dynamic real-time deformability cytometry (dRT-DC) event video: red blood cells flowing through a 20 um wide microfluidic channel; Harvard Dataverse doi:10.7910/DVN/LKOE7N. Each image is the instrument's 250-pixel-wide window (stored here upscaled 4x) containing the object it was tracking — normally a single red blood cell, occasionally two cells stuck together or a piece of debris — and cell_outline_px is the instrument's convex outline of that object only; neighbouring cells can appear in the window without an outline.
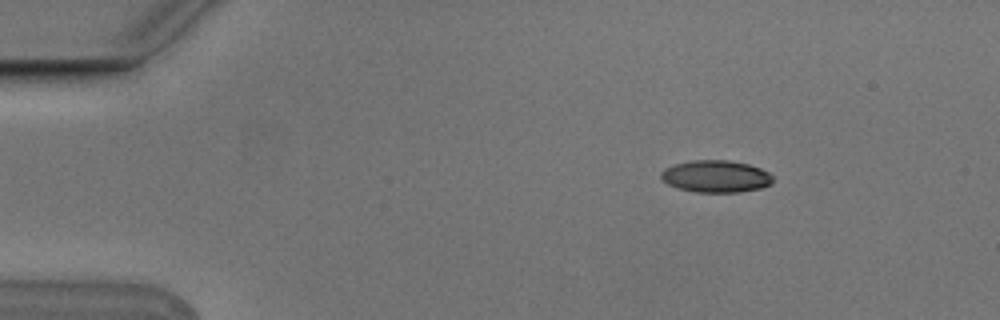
{"species": "Egyptian fruit bat (a non-hibernating species)", "species_latin": "Rousettus aegyptiacus", "temperature_condition": "cold", "stored_images_in_passage": 6, "camera_frame_rate_fps": 3000, "um_per_image_px": 0.085, "animal": {"sex": "male"}, "frame": {"image": 1, "passage_image": 1, "time_ms": 0.0, "image_size_px": [1000, 320], "cell_outline_px": [[772, 180], [768, 184], [760, 188], [740, 192], [696, 192], [680, 188], [668, 184], [660, 176], [660, 172], [664, 168], [676, 164], [692, 160], [728, 160], [748, 164], [760, 168], [768, 172], [772, 176]], "centroid_in_image_um": [60.83, 14.98], "position_along_channel_um": 24.2, "area_um2": 20.69}}
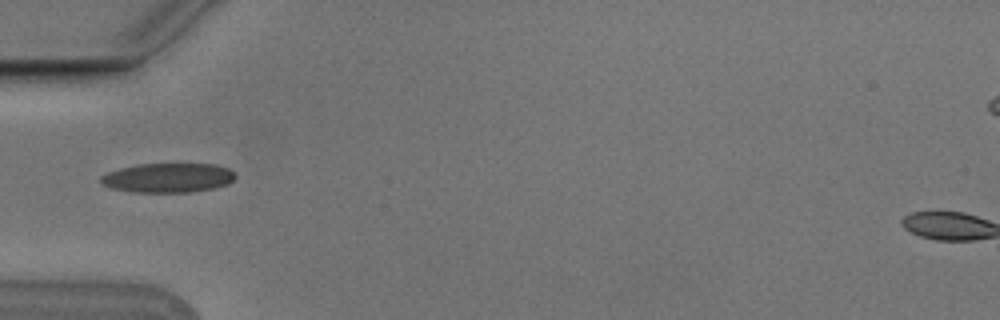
{"frame": {"image": 2, "passage_image": 4, "time_ms": 1.0, "image_size_px": [1000, 320], "cell_outline_px": [[236, 176], [228, 184], [216, 188], [188, 192], [132, 192], [112, 188], [104, 184], [100, 180], [100, 176], [108, 172], [120, 168], [140, 164], [216, 164], [228, 168]], "centroid_in_image_um": [14.29, 15.11], "position_along_channel_um": 70.7, "area_um2": 22.95}}
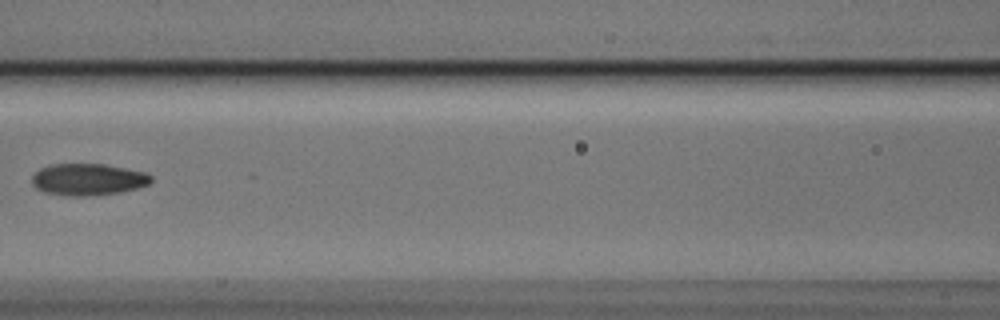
{"frame": {"image": 3, "passage_image": 6, "time_ms": 1.667, "image_size_px": [1000, 320], "cell_outline_px": [[152, 180], [148, 184], [136, 188], [120, 192], [84, 196], [68, 196], [44, 192], [36, 188], [32, 184], [32, 176], [40, 168], [48, 164], [104, 164], [144, 172], [152, 176]], "centroid_in_image_um": [7.44, 15.25], "position_along_channel_um": 159.2, "area_um2": 21.96}}